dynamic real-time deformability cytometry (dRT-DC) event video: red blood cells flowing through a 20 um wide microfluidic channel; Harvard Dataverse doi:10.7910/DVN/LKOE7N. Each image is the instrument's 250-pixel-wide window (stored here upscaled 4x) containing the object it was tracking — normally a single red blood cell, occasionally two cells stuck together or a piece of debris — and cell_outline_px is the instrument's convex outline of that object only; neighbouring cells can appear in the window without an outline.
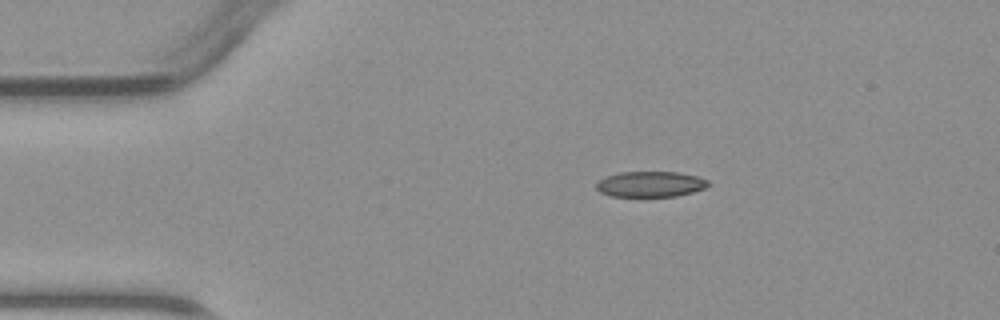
{"species": "common noctule bat (a hibernating species)", "species_latin": "Nyctalus noctula", "temperature_condition": "warm", "stored_images_in_passage": 2, "camera_frame_rate_fps": 3000, "um_per_image_px": 0.085, "animal": {"sex": "male", "body_mass_g": 23.1, "forearm_length_mm": 52.7}, "frame": {"image": 1, "passage_image": 1, "time_ms": 0.0, "image_size_px": [1000, 320], "cell_outline_px": [[712, 184], [704, 188], [692, 192], [676, 196], [612, 196], [600, 192], [596, 188], [596, 184], [604, 176], [620, 172], [680, 172], [696, 176], [708, 180]], "centroid_in_image_um": [55.29, 15.64], "position_along_channel_um": 29.7, "area_um2": 16.7}}
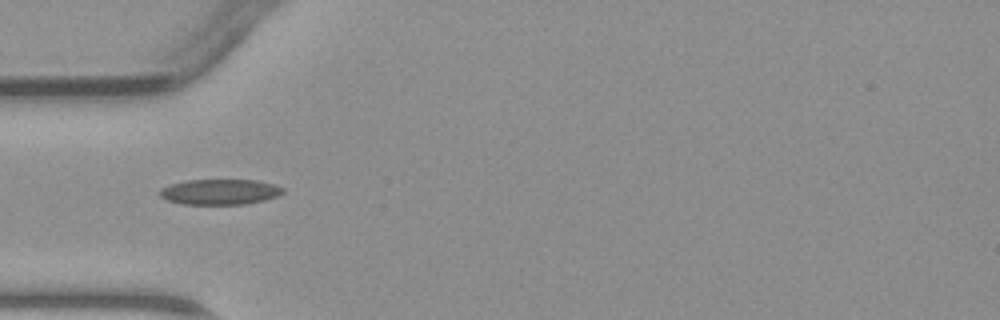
{"frame": {"image": 2, "passage_image": 2, "time_ms": 2.0, "image_size_px": [1000, 320], "cell_outline_px": [[284, 192], [276, 196], [264, 200], [244, 204], [184, 204], [168, 200], [160, 196], [160, 188], [168, 184], [188, 180], [256, 180], [272, 184], [284, 188]], "centroid_in_image_um": [18.67, 16.3], "position_along_channel_um": 66.3, "area_um2": 18.15}}